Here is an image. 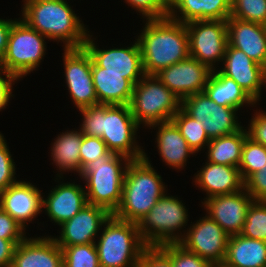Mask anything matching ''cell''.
Wrapping results in <instances>:
<instances>
[{"label": "cell", "instance_id": "obj_18", "mask_svg": "<svg viewBox=\"0 0 266 267\" xmlns=\"http://www.w3.org/2000/svg\"><path fill=\"white\" fill-rule=\"evenodd\" d=\"M41 191L34 183L19 179L0 193V208L26 230L43 214Z\"/></svg>", "mask_w": 266, "mask_h": 267}, {"label": "cell", "instance_id": "obj_30", "mask_svg": "<svg viewBox=\"0 0 266 267\" xmlns=\"http://www.w3.org/2000/svg\"><path fill=\"white\" fill-rule=\"evenodd\" d=\"M248 132L246 127L240 131L211 139L206 147L207 162L238 167L241 162L242 147Z\"/></svg>", "mask_w": 266, "mask_h": 267}, {"label": "cell", "instance_id": "obj_27", "mask_svg": "<svg viewBox=\"0 0 266 267\" xmlns=\"http://www.w3.org/2000/svg\"><path fill=\"white\" fill-rule=\"evenodd\" d=\"M91 72L98 105L130 104L134 85L124 78V74L102 72V67H99L93 60Z\"/></svg>", "mask_w": 266, "mask_h": 267}, {"label": "cell", "instance_id": "obj_7", "mask_svg": "<svg viewBox=\"0 0 266 267\" xmlns=\"http://www.w3.org/2000/svg\"><path fill=\"white\" fill-rule=\"evenodd\" d=\"M168 191L138 223L139 233L147 246L179 243L186 234L189 221L185 202ZM185 228V229H184Z\"/></svg>", "mask_w": 266, "mask_h": 267}, {"label": "cell", "instance_id": "obj_31", "mask_svg": "<svg viewBox=\"0 0 266 267\" xmlns=\"http://www.w3.org/2000/svg\"><path fill=\"white\" fill-rule=\"evenodd\" d=\"M171 121L177 126L181 135L186 139L188 146L196 154L205 152L210 139L201 121L189 116L182 108L172 117Z\"/></svg>", "mask_w": 266, "mask_h": 267}, {"label": "cell", "instance_id": "obj_28", "mask_svg": "<svg viewBox=\"0 0 266 267\" xmlns=\"http://www.w3.org/2000/svg\"><path fill=\"white\" fill-rule=\"evenodd\" d=\"M204 92L216 104L233 107L239 111L247 106L256 108V102L236 81L224 76L219 70L210 74Z\"/></svg>", "mask_w": 266, "mask_h": 267}, {"label": "cell", "instance_id": "obj_25", "mask_svg": "<svg viewBox=\"0 0 266 267\" xmlns=\"http://www.w3.org/2000/svg\"><path fill=\"white\" fill-rule=\"evenodd\" d=\"M231 16V0H169L168 17L184 24L195 20H224Z\"/></svg>", "mask_w": 266, "mask_h": 267}, {"label": "cell", "instance_id": "obj_32", "mask_svg": "<svg viewBox=\"0 0 266 267\" xmlns=\"http://www.w3.org/2000/svg\"><path fill=\"white\" fill-rule=\"evenodd\" d=\"M265 163L266 147L247 136L242 147L241 162L238 166L242 180L245 181L251 174L259 171Z\"/></svg>", "mask_w": 266, "mask_h": 267}, {"label": "cell", "instance_id": "obj_4", "mask_svg": "<svg viewBox=\"0 0 266 267\" xmlns=\"http://www.w3.org/2000/svg\"><path fill=\"white\" fill-rule=\"evenodd\" d=\"M151 162L146 151L143 158L129 162L121 202L112 214L116 218L138 224L168 191V185Z\"/></svg>", "mask_w": 266, "mask_h": 267}, {"label": "cell", "instance_id": "obj_46", "mask_svg": "<svg viewBox=\"0 0 266 267\" xmlns=\"http://www.w3.org/2000/svg\"><path fill=\"white\" fill-rule=\"evenodd\" d=\"M17 18H0V60L6 52L11 27Z\"/></svg>", "mask_w": 266, "mask_h": 267}, {"label": "cell", "instance_id": "obj_20", "mask_svg": "<svg viewBox=\"0 0 266 267\" xmlns=\"http://www.w3.org/2000/svg\"><path fill=\"white\" fill-rule=\"evenodd\" d=\"M43 235H28L18 243L11 267H63L62 249L51 235Z\"/></svg>", "mask_w": 266, "mask_h": 267}, {"label": "cell", "instance_id": "obj_44", "mask_svg": "<svg viewBox=\"0 0 266 267\" xmlns=\"http://www.w3.org/2000/svg\"><path fill=\"white\" fill-rule=\"evenodd\" d=\"M18 81L21 80L0 70V112L4 111V109L10 105L12 97L14 99L15 94H13V86L17 84Z\"/></svg>", "mask_w": 266, "mask_h": 267}, {"label": "cell", "instance_id": "obj_38", "mask_svg": "<svg viewBox=\"0 0 266 267\" xmlns=\"http://www.w3.org/2000/svg\"><path fill=\"white\" fill-rule=\"evenodd\" d=\"M123 2L136 11L142 20L168 17L169 0H124Z\"/></svg>", "mask_w": 266, "mask_h": 267}, {"label": "cell", "instance_id": "obj_29", "mask_svg": "<svg viewBox=\"0 0 266 267\" xmlns=\"http://www.w3.org/2000/svg\"><path fill=\"white\" fill-rule=\"evenodd\" d=\"M221 267H266V242L241 234L229 236Z\"/></svg>", "mask_w": 266, "mask_h": 267}, {"label": "cell", "instance_id": "obj_17", "mask_svg": "<svg viewBox=\"0 0 266 267\" xmlns=\"http://www.w3.org/2000/svg\"><path fill=\"white\" fill-rule=\"evenodd\" d=\"M253 198L243 188L241 191L209 197L202 201L201 208L229 235L241 234L246 214Z\"/></svg>", "mask_w": 266, "mask_h": 267}, {"label": "cell", "instance_id": "obj_41", "mask_svg": "<svg viewBox=\"0 0 266 267\" xmlns=\"http://www.w3.org/2000/svg\"><path fill=\"white\" fill-rule=\"evenodd\" d=\"M256 110L252 115L250 120L248 119V126H246L248 136L254 141L261 143L266 147V111L261 109L256 105Z\"/></svg>", "mask_w": 266, "mask_h": 267}, {"label": "cell", "instance_id": "obj_35", "mask_svg": "<svg viewBox=\"0 0 266 267\" xmlns=\"http://www.w3.org/2000/svg\"><path fill=\"white\" fill-rule=\"evenodd\" d=\"M230 17L264 25L266 23V0H231Z\"/></svg>", "mask_w": 266, "mask_h": 267}, {"label": "cell", "instance_id": "obj_23", "mask_svg": "<svg viewBox=\"0 0 266 267\" xmlns=\"http://www.w3.org/2000/svg\"><path fill=\"white\" fill-rule=\"evenodd\" d=\"M204 164V165H203ZM192 178L195 188L198 187L204 194L203 199L209 197L232 194L244 188L238 167L215 164L205 161Z\"/></svg>", "mask_w": 266, "mask_h": 267}, {"label": "cell", "instance_id": "obj_16", "mask_svg": "<svg viewBox=\"0 0 266 267\" xmlns=\"http://www.w3.org/2000/svg\"><path fill=\"white\" fill-rule=\"evenodd\" d=\"M103 207L86 204L71 219L59 226V235L51 237L60 248L72 245L95 243L102 225L110 217Z\"/></svg>", "mask_w": 266, "mask_h": 267}, {"label": "cell", "instance_id": "obj_13", "mask_svg": "<svg viewBox=\"0 0 266 267\" xmlns=\"http://www.w3.org/2000/svg\"><path fill=\"white\" fill-rule=\"evenodd\" d=\"M93 32H89L84 47L91 55L92 60L102 67V72H114L124 74V78L128 79L133 85L138 83L145 75L143 69V61L141 49L137 38L129 45L123 47H112L102 49L95 40L98 36H93Z\"/></svg>", "mask_w": 266, "mask_h": 267}, {"label": "cell", "instance_id": "obj_43", "mask_svg": "<svg viewBox=\"0 0 266 267\" xmlns=\"http://www.w3.org/2000/svg\"><path fill=\"white\" fill-rule=\"evenodd\" d=\"M7 212L0 208V238L6 240H24L29 233Z\"/></svg>", "mask_w": 266, "mask_h": 267}, {"label": "cell", "instance_id": "obj_6", "mask_svg": "<svg viewBox=\"0 0 266 267\" xmlns=\"http://www.w3.org/2000/svg\"><path fill=\"white\" fill-rule=\"evenodd\" d=\"M95 245L100 267H137L147 247L137 223L120 220L112 214L102 225Z\"/></svg>", "mask_w": 266, "mask_h": 267}, {"label": "cell", "instance_id": "obj_11", "mask_svg": "<svg viewBox=\"0 0 266 267\" xmlns=\"http://www.w3.org/2000/svg\"><path fill=\"white\" fill-rule=\"evenodd\" d=\"M181 108L203 123L210 140L234 134L244 127L239 121L238 109L216 104L204 91L185 97L181 100Z\"/></svg>", "mask_w": 266, "mask_h": 267}, {"label": "cell", "instance_id": "obj_24", "mask_svg": "<svg viewBox=\"0 0 266 267\" xmlns=\"http://www.w3.org/2000/svg\"><path fill=\"white\" fill-rule=\"evenodd\" d=\"M228 44L242 50L250 59L266 65V31L264 25L229 17L226 21Z\"/></svg>", "mask_w": 266, "mask_h": 267}, {"label": "cell", "instance_id": "obj_5", "mask_svg": "<svg viewBox=\"0 0 266 267\" xmlns=\"http://www.w3.org/2000/svg\"><path fill=\"white\" fill-rule=\"evenodd\" d=\"M131 160L123 155L108 152L89 163L79 178L85 184L87 202L105 208L113 214L122 198L127 167Z\"/></svg>", "mask_w": 266, "mask_h": 267}, {"label": "cell", "instance_id": "obj_22", "mask_svg": "<svg viewBox=\"0 0 266 267\" xmlns=\"http://www.w3.org/2000/svg\"><path fill=\"white\" fill-rule=\"evenodd\" d=\"M147 129L156 130L154 135L155 148L158 149L156 151L159 153L160 160L170 169L176 172L182 171L186 169L187 163H190L189 158L197 156L172 121L156 123Z\"/></svg>", "mask_w": 266, "mask_h": 267}, {"label": "cell", "instance_id": "obj_34", "mask_svg": "<svg viewBox=\"0 0 266 267\" xmlns=\"http://www.w3.org/2000/svg\"><path fill=\"white\" fill-rule=\"evenodd\" d=\"M242 236L266 242V203L253 201L249 206Z\"/></svg>", "mask_w": 266, "mask_h": 267}, {"label": "cell", "instance_id": "obj_19", "mask_svg": "<svg viewBox=\"0 0 266 267\" xmlns=\"http://www.w3.org/2000/svg\"><path fill=\"white\" fill-rule=\"evenodd\" d=\"M212 71L197 59H187L161 69L155 76L181 100L203 92Z\"/></svg>", "mask_w": 266, "mask_h": 267}, {"label": "cell", "instance_id": "obj_39", "mask_svg": "<svg viewBox=\"0 0 266 267\" xmlns=\"http://www.w3.org/2000/svg\"><path fill=\"white\" fill-rule=\"evenodd\" d=\"M109 152L106 143L100 137L83 135L80 147L81 172L91 162Z\"/></svg>", "mask_w": 266, "mask_h": 267}, {"label": "cell", "instance_id": "obj_15", "mask_svg": "<svg viewBox=\"0 0 266 267\" xmlns=\"http://www.w3.org/2000/svg\"><path fill=\"white\" fill-rule=\"evenodd\" d=\"M54 178L58 184L48 190L47 196L43 193L42 213L48 216L53 225L60 226L76 215L88 202L84 184L80 185L75 180L65 182L66 177Z\"/></svg>", "mask_w": 266, "mask_h": 267}, {"label": "cell", "instance_id": "obj_12", "mask_svg": "<svg viewBox=\"0 0 266 267\" xmlns=\"http://www.w3.org/2000/svg\"><path fill=\"white\" fill-rule=\"evenodd\" d=\"M63 51V78L73 107L79 110L98 105L91 72V55L85 47L67 48Z\"/></svg>", "mask_w": 266, "mask_h": 267}, {"label": "cell", "instance_id": "obj_47", "mask_svg": "<svg viewBox=\"0 0 266 267\" xmlns=\"http://www.w3.org/2000/svg\"><path fill=\"white\" fill-rule=\"evenodd\" d=\"M266 89V65L263 66V73H262V87H261V93H260V99L256 101V105H260L259 102H261V96L263 95L262 92Z\"/></svg>", "mask_w": 266, "mask_h": 267}, {"label": "cell", "instance_id": "obj_10", "mask_svg": "<svg viewBox=\"0 0 266 267\" xmlns=\"http://www.w3.org/2000/svg\"><path fill=\"white\" fill-rule=\"evenodd\" d=\"M186 28L189 56L206 65L211 71L218 70L228 45L226 21L195 20L186 23Z\"/></svg>", "mask_w": 266, "mask_h": 267}, {"label": "cell", "instance_id": "obj_36", "mask_svg": "<svg viewBox=\"0 0 266 267\" xmlns=\"http://www.w3.org/2000/svg\"><path fill=\"white\" fill-rule=\"evenodd\" d=\"M159 247L171 258L173 267H214L180 243H168Z\"/></svg>", "mask_w": 266, "mask_h": 267}, {"label": "cell", "instance_id": "obj_1", "mask_svg": "<svg viewBox=\"0 0 266 267\" xmlns=\"http://www.w3.org/2000/svg\"><path fill=\"white\" fill-rule=\"evenodd\" d=\"M81 115L79 129L88 137H100L110 152L137 160L144 157L145 147L139 144L136 123L129 105L90 106L78 110ZM138 137V138H137Z\"/></svg>", "mask_w": 266, "mask_h": 267}, {"label": "cell", "instance_id": "obj_21", "mask_svg": "<svg viewBox=\"0 0 266 267\" xmlns=\"http://www.w3.org/2000/svg\"><path fill=\"white\" fill-rule=\"evenodd\" d=\"M218 70L236 81L255 102L260 99L263 66L250 59L242 50L228 44L222 66Z\"/></svg>", "mask_w": 266, "mask_h": 267}, {"label": "cell", "instance_id": "obj_45", "mask_svg": "<svg viewBox=\"0 0 266 267\" xmlns=\"http://www.w3.org/2000/svg\"><path fill=\"white\" fill-rule=\"evenodd\" d=\"M22 241L0 238V267H11L16 245Z\"/></svg>", "mask_w": 266, "mask_h": 267}, {"label": "cell", "instance_id": "obj_3", "mask_svg": "<svg viewBox=\"0 0 266 267\" xmlns=\"http://www.w3.org/2000/svg\"><path fill=\"white\" fill-rule=\"evenodd\" d=\"M142 22L143 29L135 37L141 49L145 75H155L189 57L186 24L169 17L144 19Z\"/></svg>", "mask_w": 266, "mask_h": 267}, {"label": "cell", "instance_id": "obj_2", "mask_svg": "<svg viewBox=\"0 0 266 267\" xmlns=\"http://www.w3.org/2000/svg\"><path fill=\"white\" fill-rule=\"evenodd\" d=\"M67 1L22 0L19 18L46 36L48 41L63 44V49L84 47L90 32L89 25L84 24Z\"/></svg>", "mask_w": 266, "mask_h": 267}, {"label": "cell", "instance_id": "obj_33", "mask_svg": "<svg viewBox=\"0 0 266 267\" xmlns=\"http://www.w3.org/2000/svg\"><path fill=\"white\" fill-rule=\"evenodd\" d=\"M61 249L63 267H100L95 243L72 245Z\"/></svg>", "mask_w": 266, "mask_h": 267}, {"label": "cell", "instance_id": "obj_8", "mask_svg": "<svg viewBox=\"0 0 266 267\" xmlns=\"http://www.w3.org/2000/svg\"><path fill=\"white\" fill-rule=\"evenodd\" d=\"M46 40V36L18 18L11 27L6 52L0 60V70L20 80L39 70L47 54Z\"/></svg>", "mask_w": 266, "mask_h": 267}, {"label": "cell", "instance_id": "obj_14", "mask_svg": "<svg viewBox=\"0 0 266 267\" xmlns=\"http://www.w3.org/2000/svg\"><path fill=\"white\" fill-rule=\"evenodd\" d=\"M204 215L194 222L191 220L179 243L214 267H220L226 257L229 235L206 213Z\"/></svg>", "mask_w": 266, "mask_h": 267}, {"label": "cell", "instance_id": "obj_40", "mask_svg": "<svg viewBox=\"0 0 266 267\" xmlns=\"http://www.w3.org/2000/svg\"><path fill=\"white\" fill-rule=\"evenodd\" d=\"M137 267H173L171 258L159 246H147Z\"/></svg>", "mask_w": 266, "mask_h": 267}, {"label": "cell", "instance_id": "obj_9", "mask_svg": "<svg viewBox=\"0 0 266 267\" xmlns=\"http://www.w3.org/2000/svg\"><path fill=\"white\" fill-rule=\"evenodd\" d=\"M129 107L136 123L147 129L153 124L171 121L181 108V99L157 76L144 75L134 85Z\"/></svg>", "mask_w": 266, "mask_h": 267}, {"label": "cell", "instance_id": "obj_37", "mask_svg": "<svg viewBox=\"0 0 266 267\" xmlns=\"http://www.w3.org/2000/svg\"><path fill=\"white\" fill-rule=\"evenodd\" d=\"M10 151L6 138L0 132V193L18 181L15 176L17 165Z\"/></svg>", "mask_w": 266, "mask_h": 267}, {"label": "cell", "instance_id": "obj_26", "mask_svg": "<svg viewBox=\"0 0 266 267\" xmlns=\"http://www.w3.org/2000/svg\"><path fill=\"white\" fill-rule=\"evenodd\" d=\"M59 133L53 139L54 141L52 140L51 147H49V152H51L50 160L53 161L52 165L57 168L56 177H64L67 173H74L80 176V147L83 133L79 128L68 129Z\"/></svg>", "mask_w": 266, "mask_h": 267}, {"label": "cell", "instance_id": "obj_42", "mask_svg": "<svg viewBox=\"0 0 266 267\" xmlns=\"http://www.w3.org/2000/svg\"><path fill=\"white\" fill-rule=\"evenodd\" d=\"M244 189L254 201H263L266 198V163L244 181Z\"/></svg>", "mask_w": 266, "mask_h": 267}]
</instances>
